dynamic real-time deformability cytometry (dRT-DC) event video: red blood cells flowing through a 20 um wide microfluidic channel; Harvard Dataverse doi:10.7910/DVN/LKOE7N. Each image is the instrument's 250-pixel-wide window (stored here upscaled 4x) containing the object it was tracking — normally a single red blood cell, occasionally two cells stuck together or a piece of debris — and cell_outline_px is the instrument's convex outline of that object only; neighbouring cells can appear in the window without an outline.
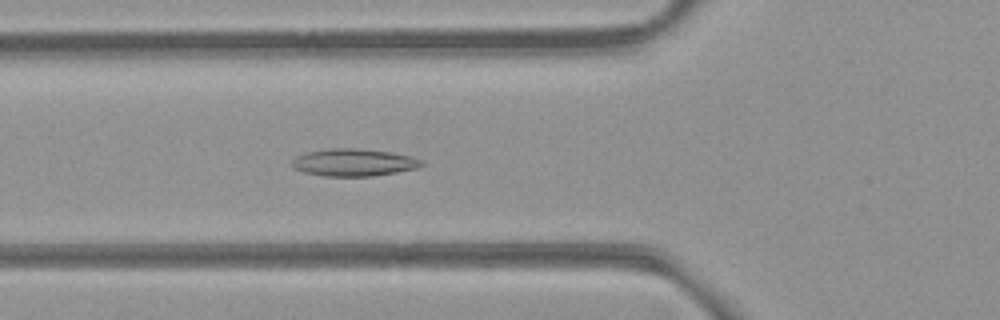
{"species": "common noctule bat (a hibernating species)", "species_latin": "Nyctalus noctula", "temperature_condition": "room temperature", "stored_images_in_passage": 30, "camera_frame_rate_fps": 3000, "um_per_image_px": 0.085, "animal": {"sex": "female", "body_mass_g": 21.9}, "frame": {"image": 1, "passage_image": 4, "time_ms": 1.0, "image_size_px": [1000, 320], "cell_outline_px": [[428, 164], [416, 168], [396, 172], [372, 176], [324, 176], [304, 172], [292, 168], [292, 160], [296, 156], [308, 152], [328, 148], [356, 148], [392, 152], [412, 156], [424, 160]], "centroid_in_image_um": [30.11, 13.8], "position_along_channel_um": 95.7, "area_um2": 20.87}}
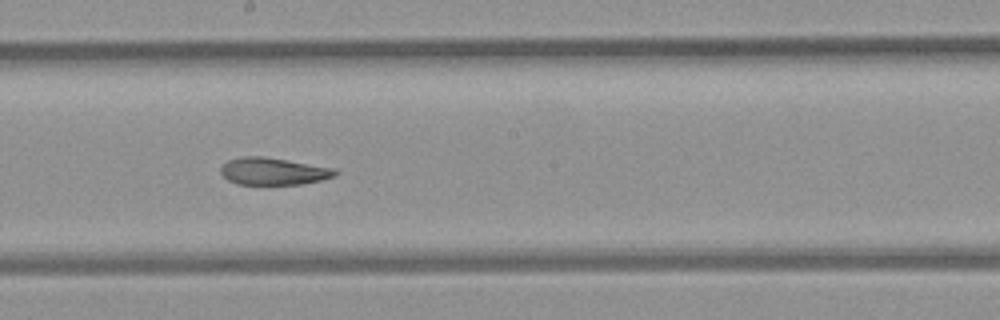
{"frame": {"image": 2, "passage_image": 14, "time_ms": 4.333, "image_size_px": [1000, 320], "cell_outline_px": [[340, 172], [336, 176], [324, 180], [304, 184], [236, 184], [228, 180], [220, 172], [220, 168], [228, 160], [244, 156], [264, 156], [336, 168]], "centroid_in_image_um": [23.3, 14.56], "position_along_channel_um": 224.9, "area_um2": 18.38}}
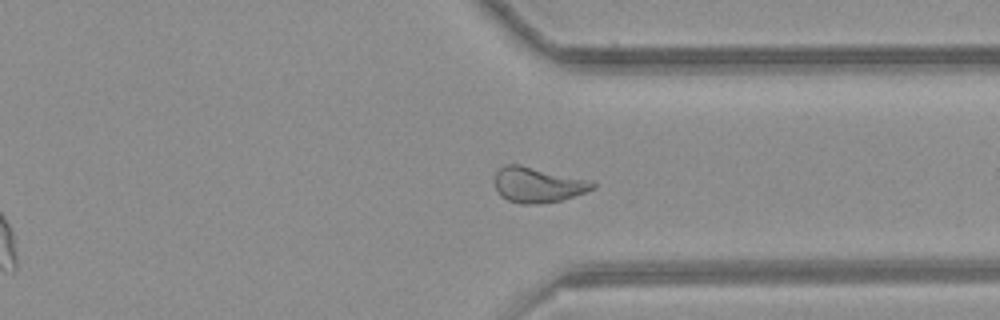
{"frame": {"image": 3, "passage_image": 25, "time_ms": 8.0, "image_size_px": [1000, 320], "cell_outline_px": [[596, 188], [560, 200], [536, 204], [520, 204], [508, 200], [500, 196], [496, 192], [496, 172], [504, 164], [520, 164], [592, 180], [596, 184]], "centroid_in_image_um": [45.71, 15.7], "position_along_channel_um": 365.7, "area_um2": 20.23}, "authors_computed_cell_mechanics": {"area_um2": 19.0451, "velocity_mm_per_s": 3.8572, "shape_relaxation_time_tau1_ms": null, "shape_relaxation_time_tau2_ms": 1.9457, "deformation_change_tau1": null, "deformation_change_tau2": 0.0772}}